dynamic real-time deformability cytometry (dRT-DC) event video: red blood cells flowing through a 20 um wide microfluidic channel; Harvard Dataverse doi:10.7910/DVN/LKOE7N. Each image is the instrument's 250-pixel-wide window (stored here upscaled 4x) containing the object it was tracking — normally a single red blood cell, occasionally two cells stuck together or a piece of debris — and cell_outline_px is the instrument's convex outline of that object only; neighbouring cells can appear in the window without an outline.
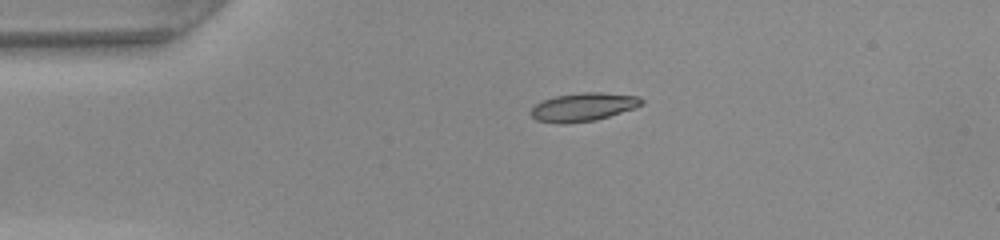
{"species": "common noctule bat (a hibernating species)", "species_latin": "Nyctalus noctula", "temperature_condition": "warm", "stored_images_in_passage": 38, "camera_frame_rate_fps": 3000, "um_per_image_px": 0.085, "animal": {"sex": "female", "body_mass_g": 22.0, "forearm_length_mm": 56.7}, "frame": {"image": 1, "passage_image": 1, "time_ms": 0.0, "image_size_px": [1000, 240], "cell_outline_px": [[644, 104], [636, 108], [596, 120], [564, 124], [560, 124], [536, 120], [528, 112], [536, 104], [544, 100], [556, 96], [584, 92], [600, 92], [640, 96], [644, 100]], "centroid_in_image_um": [49.61, 9.1], "position_along_channel_um": 35.4, "area_um2": 18.44}}
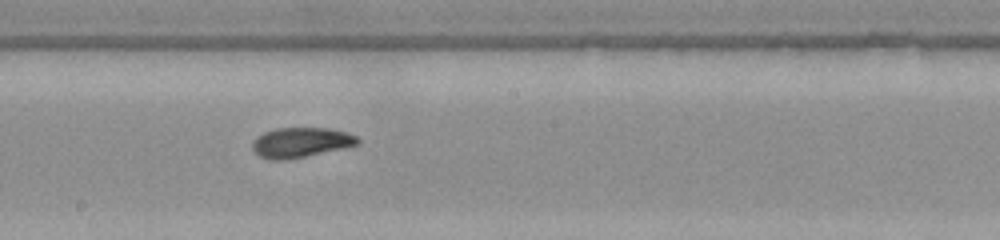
{"frame": {"image": 2, "passage_image": 17, "time_ms": 5.333, "image_size_px": [1000, 240], "cell_outline_px": [[360, 144], [344, 148], [288, 160], [268, 160], [260, 156], [252, 148], [252, 140], [256, 136], [264, 132], [276, 128], [328, 128], [348, 132], [356, 136], [360, 140]], "centroid_in_image_um": [25.57, 12.11], "position_along_channel_um": 222.6, "area_um2": 18.61}}
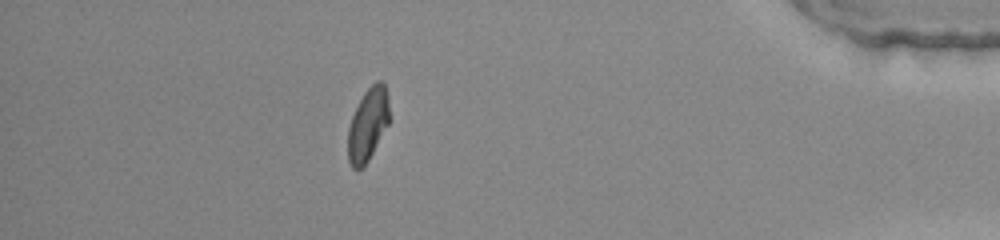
{"frame": {"image": 3, "passage_image": 33, "time_ms": 10.667, "image_size_px": [1000, 240], "cell_outline_px": [[388, 124], [368, 160], [356, 172], [352, 168], [348, 160], [348, 128], [352, 116], [364, 92], [376, 80], [380, 80], [384, 84], [388, 96]], "centroid_in_image_um": [31.25, 10.58], "position_along_channel_um": 404.0, "area_um2": 17.28}, "authors_computed_cell_mechanics": {"area_um2": 17.9469, "velocity_mm_per_s": 4.2587, "shape_relaxation_time_tau1_ms": 3.2555, "shape_relaxation_time_tau2_ms": 1.8537, "deformation_change_tau1": 0.1605, "deformation_change_tau2": 0.0536}}